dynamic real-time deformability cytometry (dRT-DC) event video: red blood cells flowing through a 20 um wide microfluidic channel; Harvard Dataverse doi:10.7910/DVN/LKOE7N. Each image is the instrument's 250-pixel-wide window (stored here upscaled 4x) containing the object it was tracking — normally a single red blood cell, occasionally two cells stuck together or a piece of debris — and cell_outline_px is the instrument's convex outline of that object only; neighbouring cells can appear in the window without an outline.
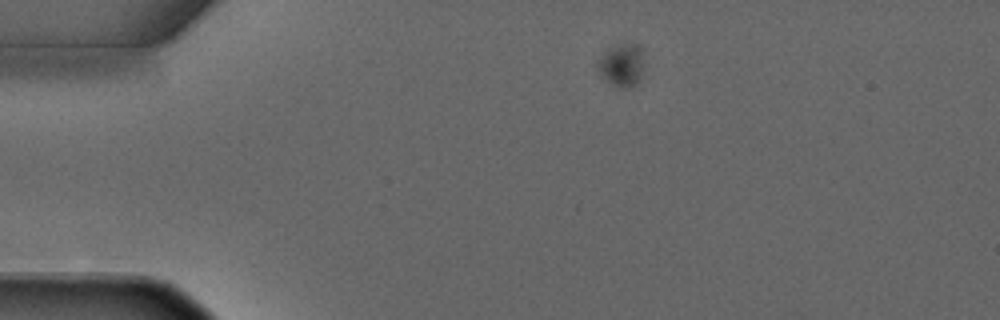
{"species": "common noctule bat (a hibernating species)", "species_latin": "Nyctalus noctula", "temperature_condition": "warm", "stored_images_in_passage": 2, "camera_frame_rate_fps": 3000, "um_per_image_px": 0.085, "animal": {"sex": "male", "forearm_length_mm": 52.5}, "frame": {"image": 1, "passage_image": 1, "time_ms": 0.0, "image_size_px": [1000, 320], "cell_outline_px": [[644, 48], [640, 76], [636, 84], [632, 88], [620, 88], [608, 80], [600, 72], [596, 64], [596, 60], [608, 48], [620, 44], [640, 44]], "centroid_in_image_um": [52.86, 5.49], "position_along_channel_um": 32.1, "area_um2": 11.5}}
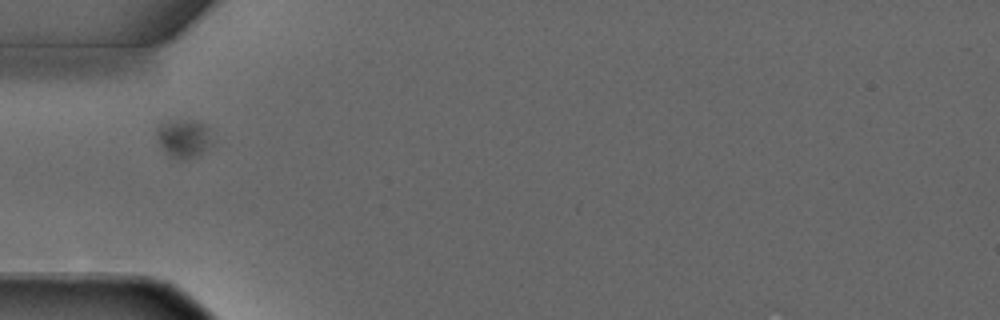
{"frame": {"image": 2, "passage_image": 2, "time_ms": 2.0, "image_size_px": [1000, 320], "cell_outline_px": [[212, 144], [196, 156], [184, 160], [180, 160], [172, 156], [160, 144], [156, 132], [156, 128], [160, 124], [188, 120], [204, 124], [212, 140]], "centroid_in_image_um": [15.62, 11.78], "position_along_channel_um": 69.4, "area_um2": 11.73}}